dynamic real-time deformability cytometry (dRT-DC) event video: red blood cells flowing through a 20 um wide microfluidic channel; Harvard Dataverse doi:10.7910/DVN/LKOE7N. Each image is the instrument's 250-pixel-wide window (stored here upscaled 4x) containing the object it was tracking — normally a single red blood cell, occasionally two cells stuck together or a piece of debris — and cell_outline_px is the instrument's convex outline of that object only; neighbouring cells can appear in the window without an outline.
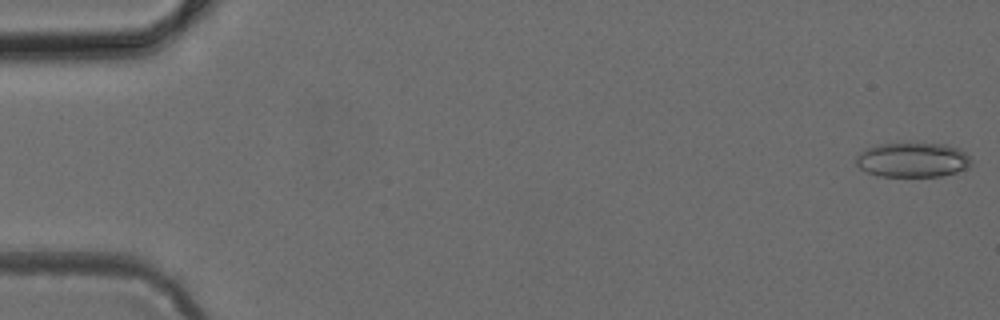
{"species": "common noctule bat (a hibernating species)", "species_latin": "Nyctalus noctula", "temperature_condition": "cold", "stored_images_in_passage": 49, "camera_frame_rate_fps": 3000, "um_per_image_px": 0.085, "animal": {"sex": "female", "body_mass_g": 24.6, "forearm_length_mm": 56.2}, "frame": {"image": 1, "passage_image": 1, "time_ms": 0.0, "image_size_px": [1000, 320], "cell_outline_px": [[972, 164], [968, 168], [956, 172], [940, 176], [880, 176], [868, 172], [860, 168], [856, 164], [856, 156], [864, 148], [880, 144], [948, 144], [960, 148], [968, 156]], "centroid_in_image_um": [77.58, 13.59], "position_along_channel_um": 7.4, "area_um2": 23.18}}
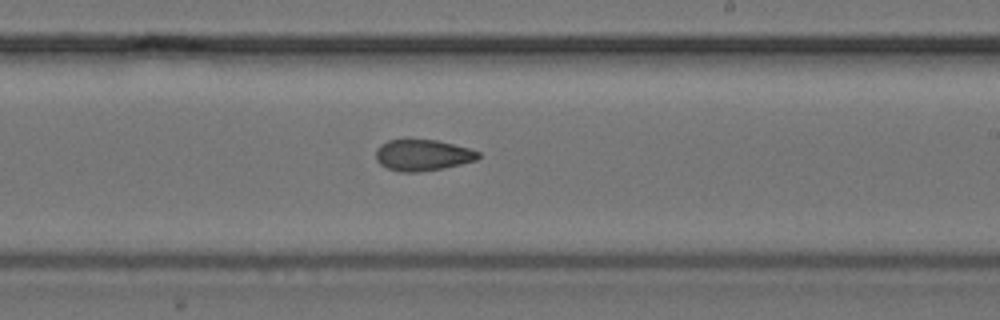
{"frame": {"image": 2, "passage_image": 29, "time_ms": 9.333, "image_size_px": [1000, 320], "cell_outline_px": [[480, 156], [476, 160], [444, 168], [416, 172], [400, 172], [388, 168], [380, 164], [376, 160], [376, 148], [380, 144], [388, 140], [436, 140], [468, 148], [480, 152]], "centroid_in_image_um": [35.9, 13.19], "position_along_channel_um": 253.1, "area_um2": 18.5}}
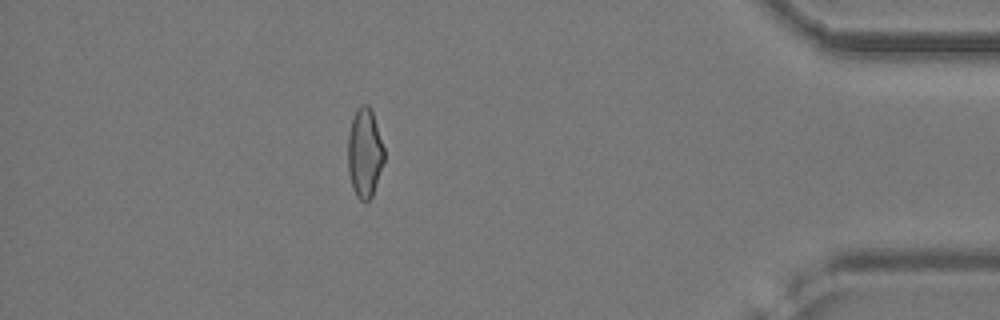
{"frame": {"image": 3, "passage_image": 43, "time_ms": 14.0, "image_size_px": [1000, 320], "cell_outline_px": [[384, 160], [372, 196], [364, 204], [356, 196], [352, 188], [348, 172], [348, 132], [356, 108], [360, 104], [368, 104], [372, 112], [384, 148]], "centroid_in_image_um": [30.97, 13.01], "position_along_channel_um": 404.2, "area_um2": 18.9}}